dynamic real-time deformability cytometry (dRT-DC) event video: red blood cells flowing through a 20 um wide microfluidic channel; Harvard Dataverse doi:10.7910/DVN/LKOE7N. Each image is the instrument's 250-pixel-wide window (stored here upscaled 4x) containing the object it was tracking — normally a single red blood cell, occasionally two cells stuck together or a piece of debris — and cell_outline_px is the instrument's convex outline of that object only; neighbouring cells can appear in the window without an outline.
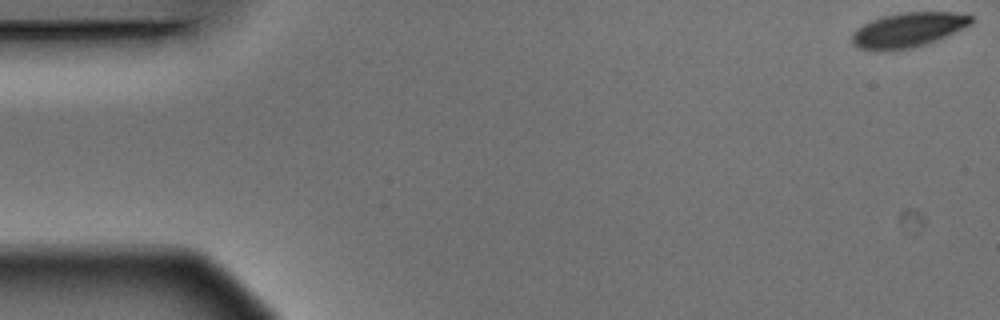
{"species": "Egyptian fruit bat (a non-hibernating species)", "species_latin": "Rousettus aegyptiacus", "temperature_condition": "warm", "stored_images_in_passage": 6, "camera_frame_rate_fps": 3000, "um_per_image_px": 0.085, "animal": {"sex": "male"}, "frame": {"image": 1, "passage_image": 1, "time_ms": 0.0, "image_size_px": [1000, 320], "cell_outline_px": [[972, 24], [928, 44], [912, 48], [860, 48], [852, 44], [852, 32], [856, 28], [872, 20], [884, 16], [900, 12], [952, 12], [972, 16]], "centroid_in_image_um": [77.22, 2.51], "position_along_channel_um": 7.8, "area_um2": 23.47}}
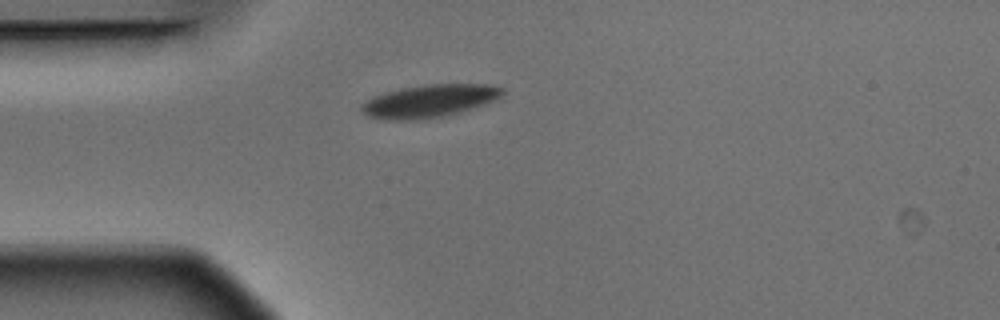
{"frame": {"image": 2, "passage_image": 5, "time_ms": 1.333, "image_size_px": [1000, 320], "cell_outline_px": [[504, 92], [500, 96], [492, 100], [456, 112], [440, 116], [400, 120], [388, 120], [368, 116], [360, 108], [360, 104], [372, 96], [384, 92], [400, 88], [424, 84], [488, 84], [504, 88]], "centroid_in_image_um": [36.41, 8.55], "position_along_channel_um": 48.6, "area_um2": 26.24}}